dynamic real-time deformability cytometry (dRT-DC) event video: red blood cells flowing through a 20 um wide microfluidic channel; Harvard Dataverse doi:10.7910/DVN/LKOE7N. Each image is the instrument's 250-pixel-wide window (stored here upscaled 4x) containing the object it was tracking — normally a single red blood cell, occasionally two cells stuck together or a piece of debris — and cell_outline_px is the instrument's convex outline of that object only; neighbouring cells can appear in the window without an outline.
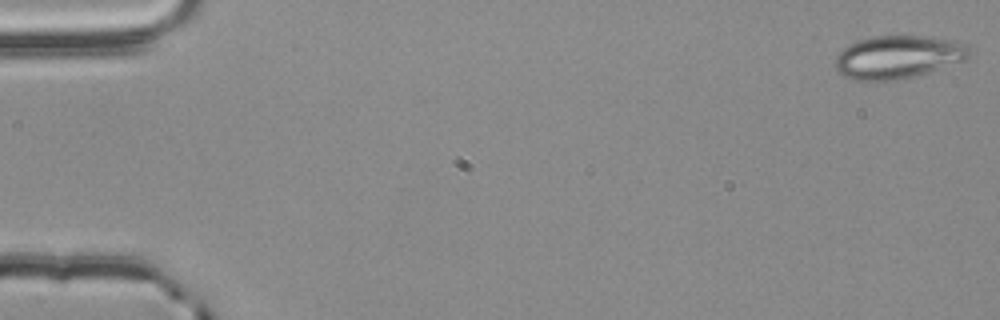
{"species": "common noctule bat (a hibernating species)", "species_latin": "Nyctalus noctula", "temperature_condition": "room temperature", "stored_images_in_passage": 56, "camera_frame_rate_fps": 3000, "um_per_image_px": 0.085, "animal": {"sex": "male", "body_mass_g": 20.4}, "frame": {"image": 1, "passage_image": 1, "time_ms": 0.0, "image_size_px": [1000, 320], "cell_outline_px": [[972, 56], [968, 60], [928, 72], [896, 80], [852, 80], [844, 76], [836, 68], [836, 56], [848, 44], [856, 40], [876, 36], [924, 36], [948, 40], [968, 44], [972, 52]], "centroid_in_image_um": [76.37, 4.84], "position_along_channel_um": 8.6, "area_um2": 33.64}}
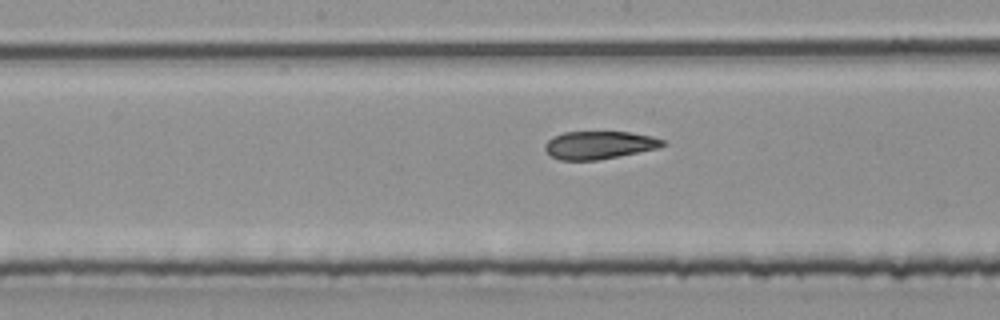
{"frame": {"image": 2, "passage_image": 29, "time_ms": 9.333, "image_size_px": [1000, 320], "cell_outline_px": [[668, 144], [660, 148], [600, 160], [560, 160], [552, 156], [544, 148], [544, 144], [552, 136], [564, 132], [628, 132], [652, 136], [664, 140]], "centroid_in_image_um": [50.96, 12.33], "position_along_channel_um": 197.2, "area_um2": 19.31}}
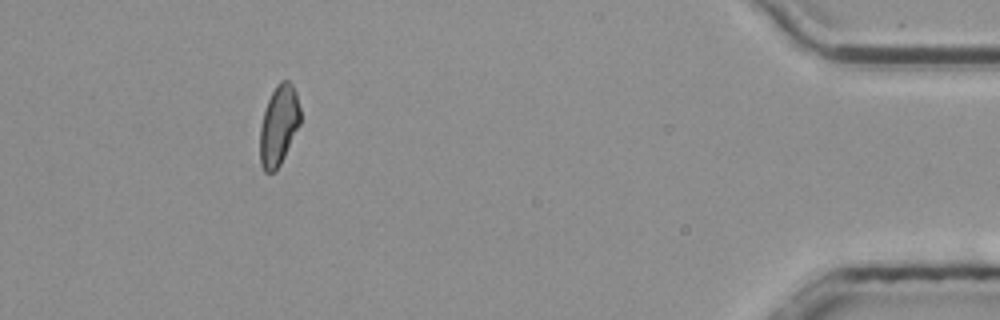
{"frame": {"image": 3, "passage_image": 51, "time_ms": 16.667, "image_size_px": [1000, 320], "cell_outline_px": [[300, 124], [276, 172], [264, 172], [260, 164], [260, 128], [264, 108], [276, 84], [280, 80], [288, 80], [292, 84], [296, 92], [300, 108]], "centroid_in_image_um": [23.68, 10.64], "position_along_channel_um": 411.5, "area_um2": 18.9}, "authors_computed_cell_mechanics": {"area_um2": 20.3167, "velocity_mm_per_s": 3.7825, "shape_relaxation_time_tau1_ms": null, "shape_relaxation_time_tau2_ms": 2.8475, "deformation_change_tau1": null, "deformation_change_tau2": 0.0997}}